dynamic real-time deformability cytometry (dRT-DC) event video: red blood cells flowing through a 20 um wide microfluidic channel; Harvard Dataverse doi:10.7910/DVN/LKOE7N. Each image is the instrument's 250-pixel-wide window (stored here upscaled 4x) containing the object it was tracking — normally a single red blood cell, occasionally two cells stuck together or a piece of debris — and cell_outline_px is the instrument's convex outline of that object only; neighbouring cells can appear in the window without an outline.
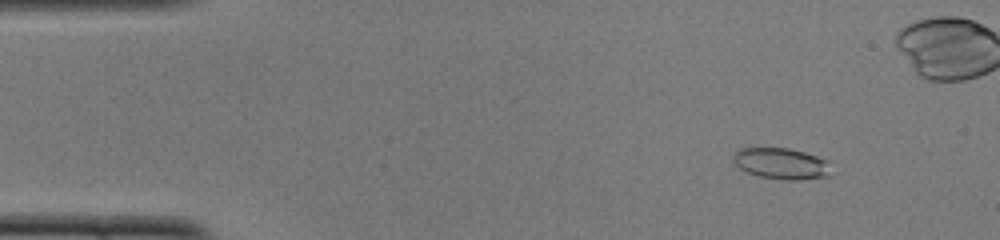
{"species": "common noctule bat (a hibernating species)", "species_latin": "Nyctalus noctula", "temperature_condition": "cold", "stored_images_in_passage": 51, "camera_frame_rate_fps": 3000, "um_per_image_px": 0.085, "animal": {"sex": "female", "body_mass_g": 22.0, "forearm_length_mm": 56.7}, "frame": {"image": 1, "passage_image": 4, "time_ms": 1.0, "image_size_px": [1000, 240], "cell_outline_px": [[828, 176], [800, 180], [784, 180], [760, 176], [748, 172], [740, 168], [732, 160], [732, 156], [740, 148], [788, 148], [804, 152], [828, 160]], "centroid_in_image_um": [66.39, 13.9], "position_along_channel_um": 18.6, "area_um2": 17.57}}
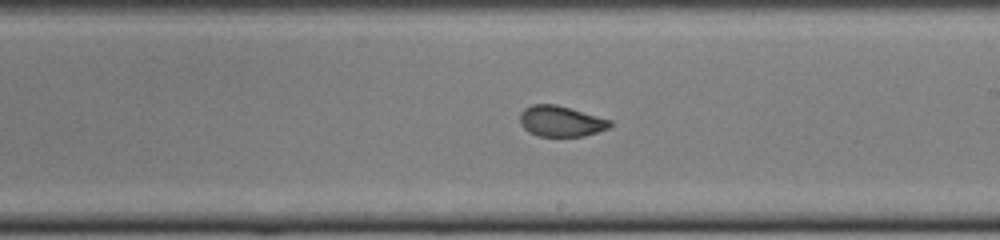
{"frame": {"image": 2, "passage_image": 28, "time_ms": 9.0, "image_size_px": [1000, 240], "cell_outline_px": [[612, 124], [608, 128], [584, 136], [540, 136], [524, 128], [520, 124], [520, 112], [524, 108], [532, 104], [556, 104], [612, 120]], "centroid_in_image_um": [47.67, 10.29], "position_along_channel_um": 241.3, "area_um2": 16.01}}
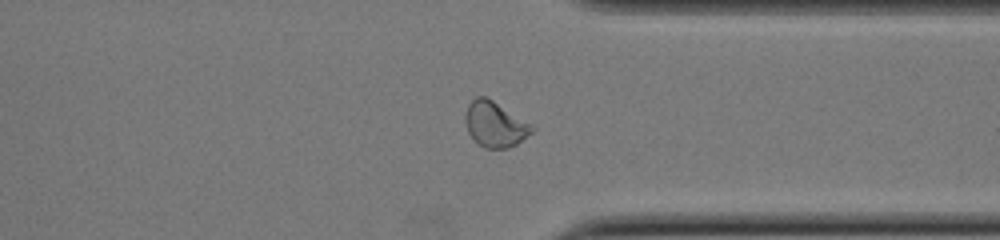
{"frame": {"image": 3, "passage_image": 38, "time_ms": 12.333, "image_size_px": [1000, 240], "cell_outline_px": [[536, 128], [532, 132], [516, 144], [508, 148], [484, 148], [468, 132], [464, 120], [464, 116], [468, 104], [476, 96], [484, 96], [492, 100]], "centroid_in_image_um": [42.04, 10.56], "position_along_channel_um": 369.4, "area_um2": 17.22}, "authors_computed_cell_mechanics": {"area_um2": 17.2822, "velocity_mm_per_s": 3.862, "shape_relaxation_time_tau1_ms": null, "shape_relaxation_time_tau2_ms": 1.0215, "deformation_change_tau1": null, "deformation_change_tau2": 0.0618}}